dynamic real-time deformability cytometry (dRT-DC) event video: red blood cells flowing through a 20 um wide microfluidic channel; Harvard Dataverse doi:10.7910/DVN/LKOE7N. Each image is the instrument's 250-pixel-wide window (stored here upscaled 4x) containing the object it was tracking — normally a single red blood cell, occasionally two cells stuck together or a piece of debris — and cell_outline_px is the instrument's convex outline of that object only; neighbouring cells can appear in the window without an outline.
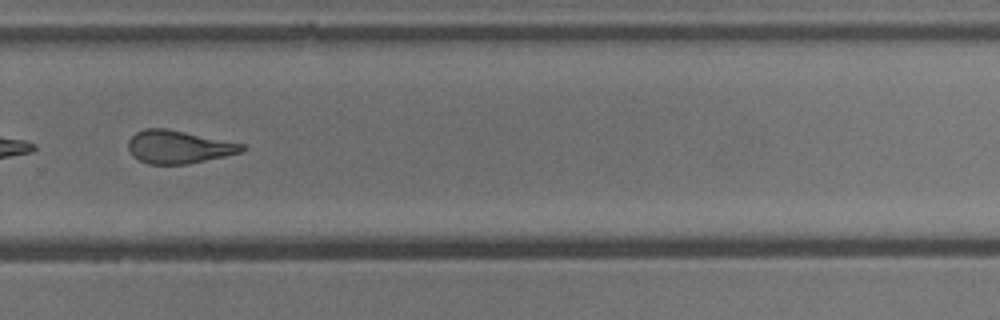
{"species": "common noctule bat (a hibernating species)", "species_latin": "Nyctalus noctula", "temperature_condition": "cold", "stored_images_in_passage": 50, "camera_frame_rate_fps": 3000, "um_per_image_px": 0.085, "animal": {"sex": "male", "body_mass_g": 13.3}, "frame": {"image": 1, "passage_image": 36, "time_ms": 11.667, "image_size_px": [1000, 320], "cell_outline_px": [[244, 152], [188, 164], [148, 164], [132, 156], [128, 148], [128, 140], [136, 132], [144, 128], [164, 128], [244, 144]], "centroid_in_image_um": [15.15, 12.49], "position_along_channel_um": 314.6, "area_um2": 21.73}, "authors_computed_cell_mechanics": {"area_um2": 23.2356, "velocity_mm_per_s": 3.8401, "shape_relaxation_time_tau1_ms": null, "shape_relaxation_time_tau2_ms": 3.146, "deformation_change_tau1": null, "deformation_change_tau2": 0.1272}}